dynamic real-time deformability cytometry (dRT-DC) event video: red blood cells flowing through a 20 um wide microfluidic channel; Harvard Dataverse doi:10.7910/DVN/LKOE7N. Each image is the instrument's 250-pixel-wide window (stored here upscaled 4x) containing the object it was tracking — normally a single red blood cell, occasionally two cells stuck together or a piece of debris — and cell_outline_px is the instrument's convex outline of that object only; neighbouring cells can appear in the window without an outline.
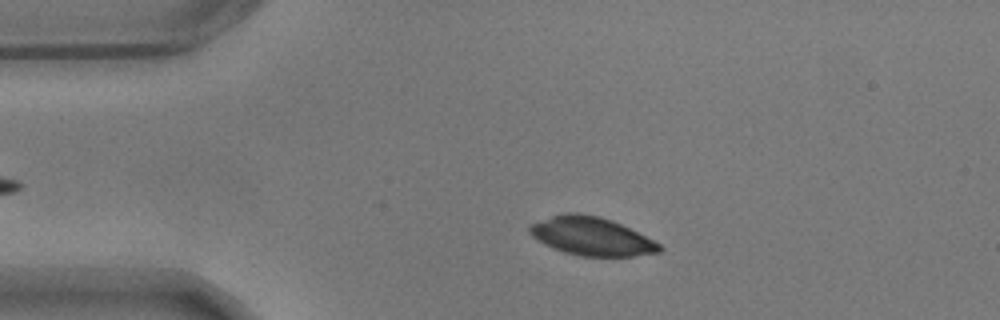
{"species": "common noctule bat (a hibernating species)", "species_latin": "Nyctalus noctula", "temperature_condition": "warm", "stored_images_in_passage": 46, "camera_frame_rate_fps": 3000, "um_per_image_px": 0.085, "animal": {"sex": "male", "body_mass_g": 17.9}, "frame": {"image": 1, "passage_image": 8, "time_ms": 2.333, "image_size_px": [1000, 320], "cell_outline_px": [[664, 248], [660, 252], [632, 256], [580, 256], [564, 252], [544, 244], [532, 236], [528, 232], [528, 228], [532, 224], [552, 216], [564, 212], [576, 212], [600, 216], [612, 220], [660, 244]], "centroid_in_image_um": [50.26, 20.08], "position_along_channel_um": 34.7, "area_um2": 28.73}}
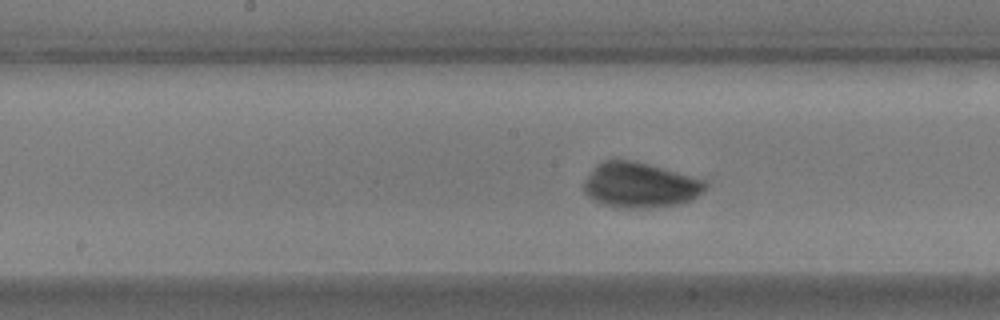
{"frame": {"image": 2, "passage_image": 25, "time_ms": 8.0, "image_size_px": [1000, 320], "cell_outline_px": [[708, 184], [692, 200], [680, 204], [644, 208], [612, 208], [600, 204], [588, 196], [584, 192], [584, 180], [596, 164], [604, 160], [628, 160], [648, 164], [704, 180]], "centroid_in_image_um": [54.34, 15.75], "position_along_channel_um": 193.9, "area_um2": 31.91}}
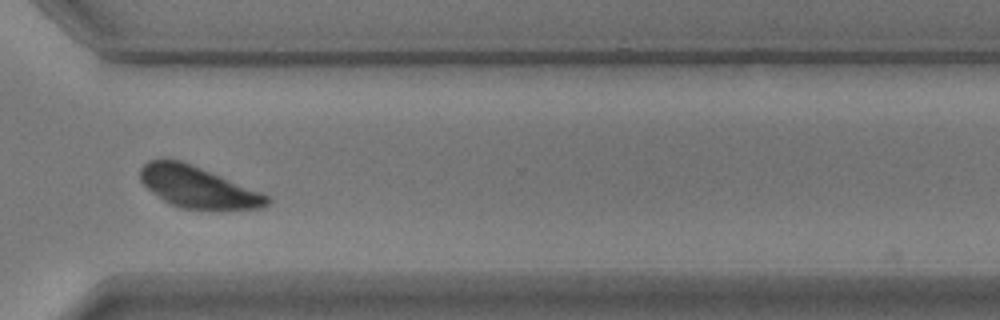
{"frame": {"image": 3, "passage_image": 39, "time_ms": 12.667, "image_size_px": [1000, 320], "cell_outline_px": [[272, 200], [268, 204], [260, 208], [180, 208], [168, 204], [148, 188], [140, 180], [140, 168], [148, 160], [180, 160], [272, 196]], "centroid_in_image_um": [16.81, 15.9], "position_along_channel_um": 353.8, "area_um2": 30.0}}